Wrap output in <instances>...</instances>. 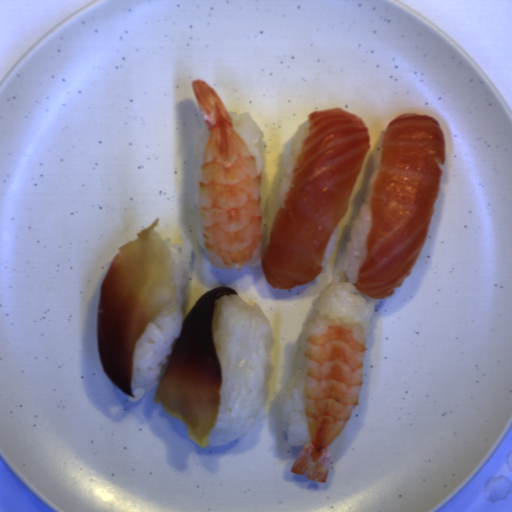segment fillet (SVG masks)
I'll list each match as a JSON object with an SVG mask.
<instances>
[{
	"instance_id": "1",
	"label": "fillet",
	"mask_w": 512,
	"mask_h": 512,
	"mask_svg": "<svg viewBox=\"0 0 512 512\" xmlns=\"http://www.w3.org/2000/svg\"><path fill=\"white\" fill-rule=\"evenodd\" d=\"M370 148L360 116L340 106L309 113L262 256L261 268L273 288L287 291L320 275Z\"/></svg>"
},
{
	"instance_id": "2",
	"label": "fillet",
	"mask_w": 512,
	"mask_h": 512,
	"mask_svg": "<svg viewBox=\"0 0 512 512\" xmlns=\"http://www.w3.org/2000/svg\"><path fill=\"white\" fill-rule=\"evenodd\" d=\"M444 156L445 134L431 115L407 112L388 124L355 281L366 297H389L411 277L428 236Z\"/></svg>"
},
{
	"instance_id": "3",
	"label": "fillet",
	"mask_w": 512,
	"mask_h": 512,
	"mask_svg": "<svg viewBox=\"0 0 512 512\" xmlns=\"http://www.w3.org/2000/svg\"><path fill=\"white\" fill-rule=\"evenodd\" d=\"M159 220L156 217L136 239L118 246L99 298L98 353L107 376L132 397L137 341L147 326L175 304L173 261L157 231Z\"/></svg>"
},
{
	"instance_id": "4",
	"label": "fillet",
	"mask_w": 512,
	"mask_h": 512,
	"mask_svg": "<svg viewBox=\"0 0 512 512\" xmlns=\"http://www.w3.org/2000/svg\"><path fill=\"white\" fill-rule=\"evenodd\" d=\"M236 295L233 287L222 285L193 302L154 395V403H163L168 414L178 417L188 438L202 449L212 442L221 409L222 369L213 327L215 308L221 298Z\"/></svg>"
}]
</instances>
